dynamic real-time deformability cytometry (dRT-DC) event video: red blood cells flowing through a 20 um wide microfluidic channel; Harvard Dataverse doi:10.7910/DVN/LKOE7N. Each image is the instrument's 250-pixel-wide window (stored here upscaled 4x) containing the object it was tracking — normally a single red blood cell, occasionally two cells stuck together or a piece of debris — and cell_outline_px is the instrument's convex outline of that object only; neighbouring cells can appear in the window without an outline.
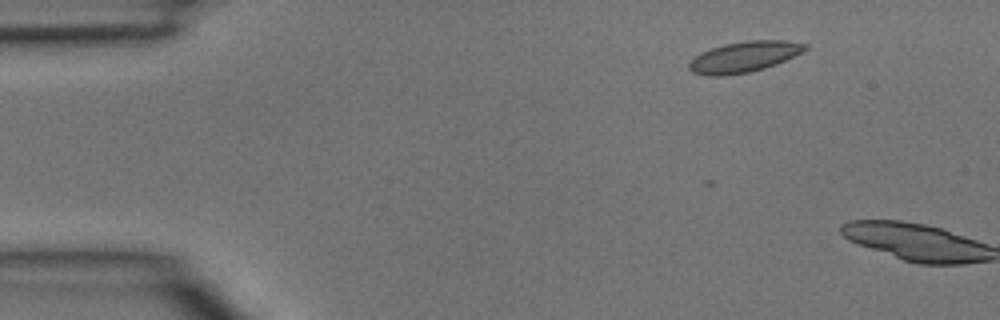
{"species": "common noctule bat (a hibernating species)", "species_latin": "Nyctalus noctula", "temperature_condition": "room temperature", "stored_images_in_passage": 3, "camera_frame_rate_fps": 3000, "um_per_image_px": 0.085, "animal": {"sex": "male", "body_mass_g": 15.6}, "frame": {"image": 1, "passage_image": 2, "time_ms": 0.333, "image_size_px": [1000, 320], "cell_outline_px": [[808, 48], [776, 64], [764, 68], [748, 72], [724, 76], [708, 76], [692, 72], [688, 68], [688, 64], [700, 52], [724, 44], [748, 40], [784, 40], [808, 44]], "centroid_in_image_um": [63.21, 4.83], "position_along_channel_um": 21.8, "area_um2": 20.63}}